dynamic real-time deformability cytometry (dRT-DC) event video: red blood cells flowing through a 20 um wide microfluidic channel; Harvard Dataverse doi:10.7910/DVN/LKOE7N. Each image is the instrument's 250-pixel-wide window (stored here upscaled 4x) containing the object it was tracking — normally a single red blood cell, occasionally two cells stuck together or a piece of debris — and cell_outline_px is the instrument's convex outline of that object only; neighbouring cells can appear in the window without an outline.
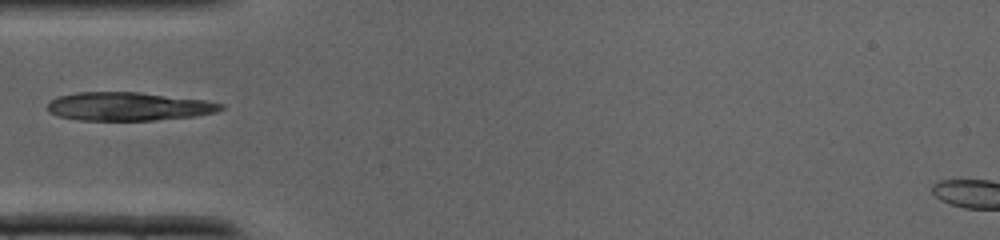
{"species": "common noctule bat (a hibernating species)", "species_latin": "Nyctalus noctula", "temperature_condition": "cold", "stored_images_in_passage": 26, "camera_frame_rate_fps": 3000, "um_per_image_px": 0.085, "animal": {"sex": "male", "body_mass_g": 19.0, "forearm_length_mm": 50.8}, "frame": {"image": 1, "passage_image": 1, "time_ms": 0.0, "image_size_px": [1000, 240], "cell_outline_px": [[224, 108], [216, 112], [196, 116], [156, 120], [80, 120], [60, 116], [52, 112], [48, 108], [48, 104], [56, 96], [76, 92], [140, 92], [204, 100], [224, 104]], "centroid_in_image_um": [10.95, 9.04], "position_along_channel_um": 74.0, "area_um2": 28.61}}
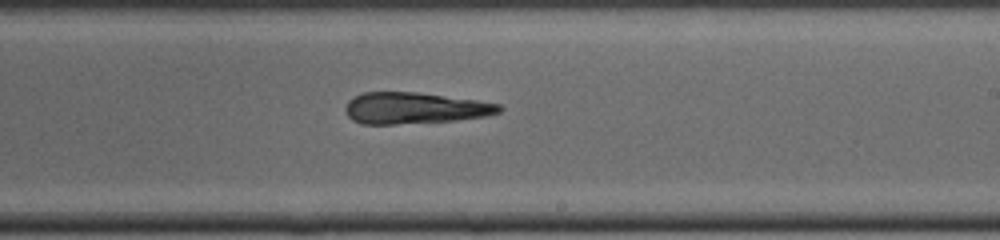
{"frame": {"image": 2, "passage_image": 11, "time_ms": 3.333, "image_size_px": [1000, 240], "cell_outline_px": [[504, 108], [500, 112], [484, 116], [452, 120], [392, 124], [360, 124], [352, 120], [348, 116], [344, 108], [348, 100], [364, 92], [416, 92], [476, 100], [500, 104]], "centroid_in_image_um": [35.21, 9.18], "position_along_channel_um": 253.8, "area_um2": 27.86}}
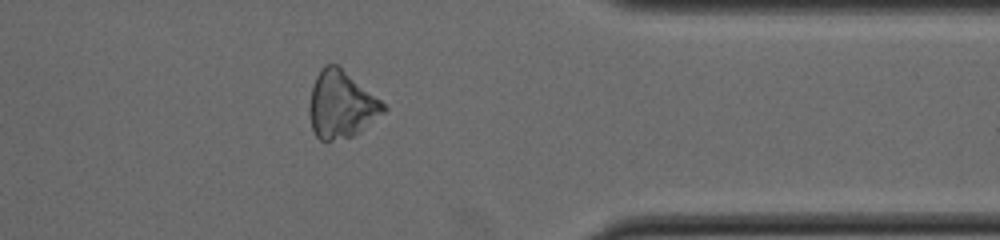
{"frame": {"image": 3, "passage_image": 19, "time_ms": 6.0, "image_size_px": [1000, 240], "cell_outline_px": [[388, 108], [384, 112], [352, 136], [332, 140], [320, 140], [316, 136], [312, 128], [308, 112], [308, 108], [312, 88], [316, 76], [320, 68], [324, 64], [336, 64], [380, 100]], "centroid_in_image_um": [28.96, 8.89], "position_along_channel_um": 382.4, "area_um2": 28.38}}